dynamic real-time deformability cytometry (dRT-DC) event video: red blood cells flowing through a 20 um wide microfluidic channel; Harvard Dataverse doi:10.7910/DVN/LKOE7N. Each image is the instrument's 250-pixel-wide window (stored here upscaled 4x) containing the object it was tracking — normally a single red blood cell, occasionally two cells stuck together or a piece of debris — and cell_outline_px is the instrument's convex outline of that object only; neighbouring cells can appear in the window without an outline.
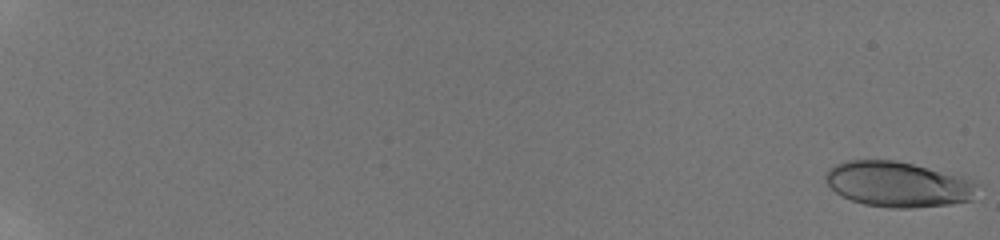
{"species": "human", "species_latin": "Homo sapiens", "temperature_condition": "room temperature", "stored_images_in_passage": 63, "camera_frame_rate_fps": 3000, "um_per_image_px": 0.085, "donor": {"sex": "male"}, "frame": {"image": 1, "passage_image": 1, "time_ms": 0.0, "image_size_px": [1000, 240], "cell_outline_px": [[980, 184], [972, 200], [948, 204], [912, 208], [892, 208], [864, 204], [840, 196], [824, 180], [824, 176], [828, 168], [836, 164], [848, 160], [896, 160], [964, 176]], "centroid_in_image_um": [76.34, 15.66], "position_along_channel_um": 8.7, "area_um2": 40.4}}
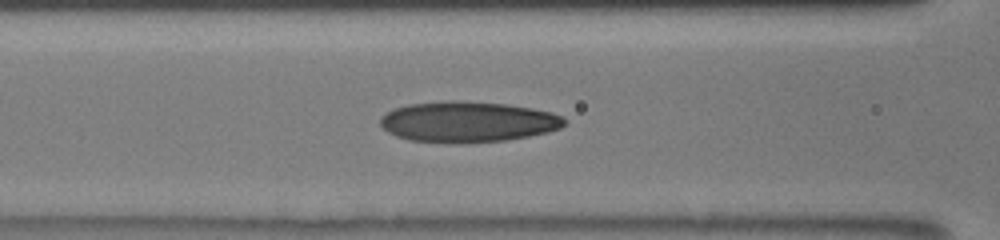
{"frame": {"image": 2, "passage_image": 37, "time_ms": 9.333, "image_size_px": [1000, 240], "cell_outline_px": [[564, 124], [560, 128], [548, 132], [508, 140], [408, 140], [396, 136], [388, 132], [380, 124], [380, 116], [392, 108], [408, 104], [448, 100], [452, 100], [504, 104], [532, 108], [552, 112], [560, 116], [564, 120]], "centroid_in_image_um": [39.73, 10.3], "position_along_channel_um": 126.9, "area_um2": 42.48}}
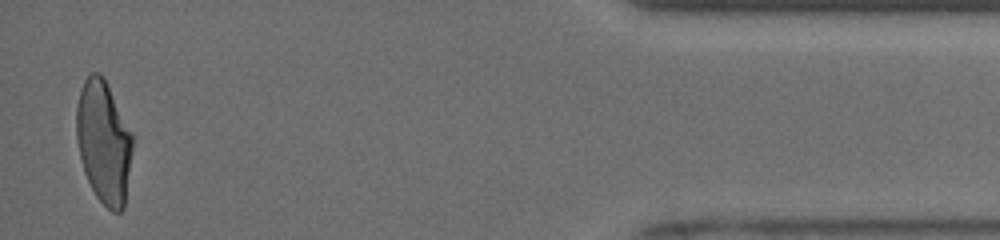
{"frame": {"image": 3, "passage_image": 62, "time_ms": 18.333, "image_size_px": [1000, 240], "cell_outline_px": [[132, 152], [124, 208], [120, 212], [112, 212], [96, 196], [84, 172], [76, 140], [76, 104], [80, 88], [84, 80], [92, 72], [100, 72], [104, 76], [132, 132]], "centroid_in_image_um": [8.8, 12.03], "position_along_channel_um": 426.4, "area_um2": 40.34}, "authors_computed_cell_mechanics": {"area_um2": 40.3444, "velocity_mm_per_s": 3.9611, "shape_relaxation_time_tau1_ms": 5.0186, "shape_relaxation_time_tau2_ms": 1.3148, "deformation_change_tau1": 0.2088, "deformation_change_tau2": 0.0795}}